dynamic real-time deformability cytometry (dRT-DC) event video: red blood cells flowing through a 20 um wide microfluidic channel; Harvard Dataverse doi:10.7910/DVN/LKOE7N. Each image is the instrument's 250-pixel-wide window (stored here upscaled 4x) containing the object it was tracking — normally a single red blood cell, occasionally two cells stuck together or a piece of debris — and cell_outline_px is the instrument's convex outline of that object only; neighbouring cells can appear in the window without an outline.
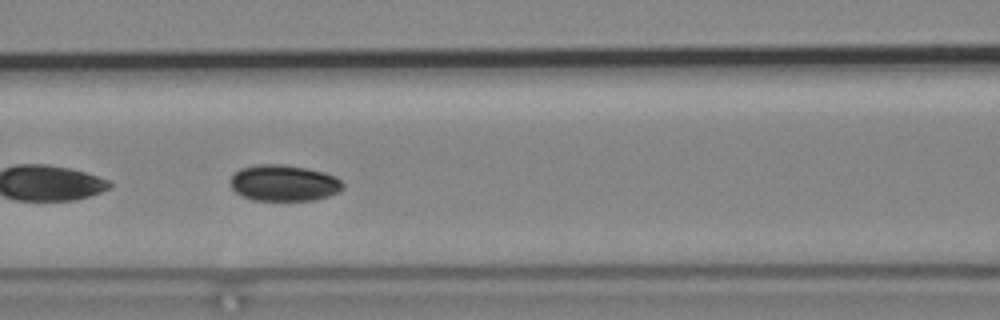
{"species": "common noctule bat (a hibernating species)", "species_latin": "Nyctalus noctula", "temperature_condition": "cold", "stored_images_in_passage": 33, "camera_frame_rate_fps": 3000, "um_per_image_px": 0.085, "animal": {"sex": "male", "body_mass_g": 19.2, "forearm_length_mm": 51.8}, "frame": {"image": 1, "passage_image": 17, "time_ms": 5.333, "image_size_px": [1000, 320], "cell_outline_px": [[344, 188], [328, 196], [312, 200], [252, 200], [236, 192], [232, 188], [232, 176], [240, 168], [256, 164], [284, 164], [308, 168], [324, 172], [336, 176], [344, 184]], "centroid_in_image_um": [24.15, 15.54], "position_along_channel_um": 142.4, "area_um2": 23.7}}
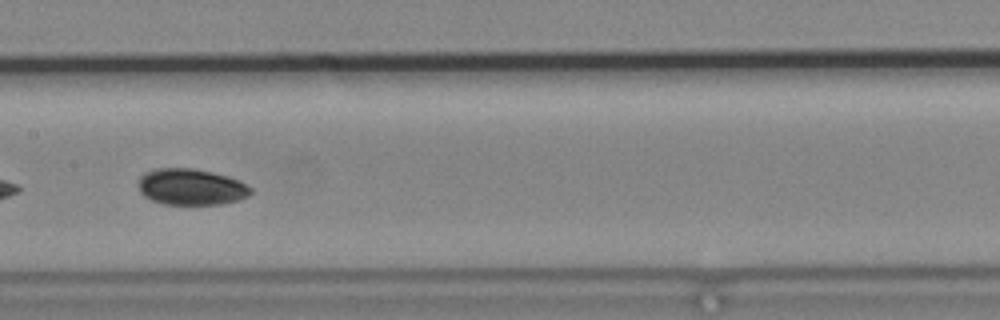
{"frame": {"image": 2, "passage_image": 21, "time_ms": 6.667, "image_size_px": [1000, 320], "cell_outline_px": [[252, 192], [248, 196], [224, 204], [164, 204], [152, 200], [144, 196], [140, 192], [140, 176], [144, 172], [156, 168], [192, 168], [212, 172], [228, 176], [240, 180], [252, 188]], "centroid_in_image_um": [16.26, 15.88], "position_along_channel_um": 191.1, "area_um2": 23.76}}
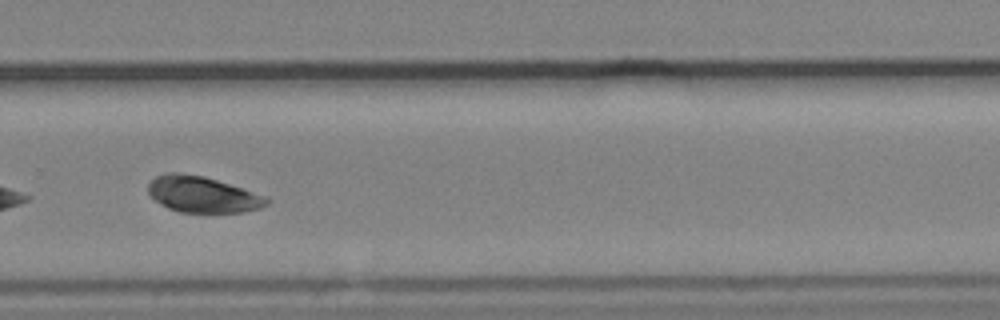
{"frame": {"image": 3, "passage_image": 31, "time_ms": 10.0, "image_size_px": [1000, 320], "cell_outline_px": [[272, 200], [268, 204], [260, 208], [244, 212], [180, 212], [168, 208], [160, 204], [148, 192], [148, 184], [156, 176], [168, 172], [180, 172], [204, 176], [244, 188], [264, 196]], "centroid_in_image_um": [17.23, 16.52], "position_along_channel_um": 312.6, "area_um2": 24.97}}